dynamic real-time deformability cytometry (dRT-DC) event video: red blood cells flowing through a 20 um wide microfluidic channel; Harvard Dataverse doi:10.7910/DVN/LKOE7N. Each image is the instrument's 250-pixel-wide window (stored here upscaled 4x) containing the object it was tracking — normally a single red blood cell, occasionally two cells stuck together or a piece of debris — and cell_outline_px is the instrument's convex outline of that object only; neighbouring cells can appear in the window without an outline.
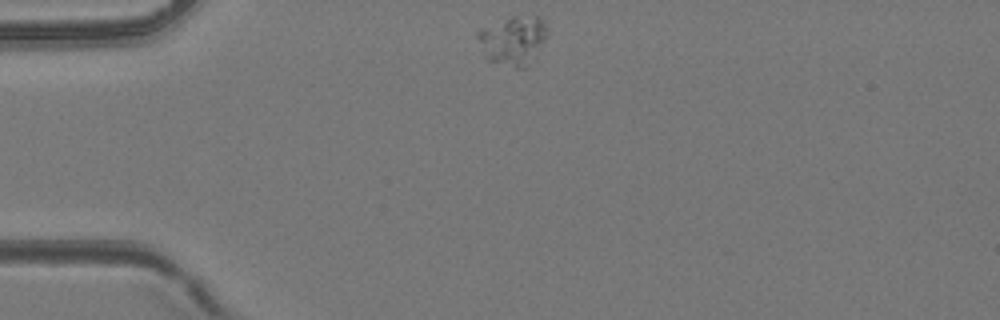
{"species": "common noctule bat (a hibernating species)", "species_latin": "Nyctalus noctula", "temperature_condition": "room temperature", "stored_images_in_passage": 1, "camera_frame_rate_fps": 3000, "um_per_image_px": 0.085, "animal": {"sex": "female", "body_mass_g": 24.6, "forearm_length_mm": 56.2}, "frame": {"image": 1, "passage_image": 1, "time_ms": 0.0, "image_size_px": [1000, 320], "cell_outline_px": [[548, 32], [536, 56], [524, 68], [516, 68], [488, 60], [484, 56], [476, 36], [476, 32], [480, 28], [512, 16], [536, 16], [544, 20]], "centroid_in_image_um": [43.59, 3.42], "position_along_channel_um": 41.4, "area_um2": 19.88}}